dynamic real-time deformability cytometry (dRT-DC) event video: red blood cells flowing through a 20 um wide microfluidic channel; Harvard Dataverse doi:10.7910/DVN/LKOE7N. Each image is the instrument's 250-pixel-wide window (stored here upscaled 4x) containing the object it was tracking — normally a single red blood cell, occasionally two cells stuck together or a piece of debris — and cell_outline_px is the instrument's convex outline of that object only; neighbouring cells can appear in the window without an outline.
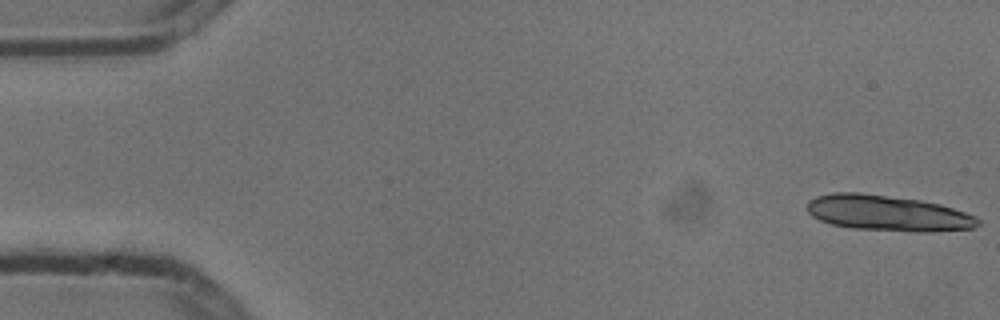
{"species": "common noctule bat (a hibernating species)", "species_latin": "Nyctalus noctula", "temperature_condition": "cold", "stored_images_in_passage": 5, "camera_frame_rate_fps": 3000, "um_per_image_px": 0.085, "animal": {"sex": "male", "body_mass_g": 13.3}, "frame": {"image": 1, "passage_image": 1, "time_ms": 0.0, "image_size_px": [1000, 320], "cell_outline_px": [[980, 224], [976, 228], [928, 232], [920, 232], [852, 228], [832, 224], [820, 220], [812, 216], [808, 212], [808, 200], [816, 196], [832, 192], [860, 192], [920, 200], [940, 204], [976, 216], [980, 220]], "centroid_in_image_um": [75.47, 18.11], "position_along_channel_um": 9.5, "area_um2": 35.6}}